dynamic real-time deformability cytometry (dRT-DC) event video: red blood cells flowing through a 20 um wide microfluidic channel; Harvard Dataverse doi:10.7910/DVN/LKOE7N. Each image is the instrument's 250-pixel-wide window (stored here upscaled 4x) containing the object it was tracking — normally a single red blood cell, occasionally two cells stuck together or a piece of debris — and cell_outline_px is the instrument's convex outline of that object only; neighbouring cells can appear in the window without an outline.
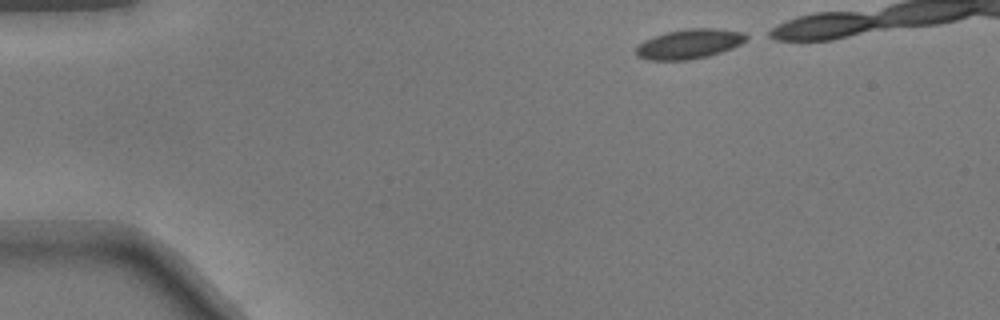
{"species": "common noctule bat (a hibernating species)", "species_latin": "Nyctalus noctula", "temperature_condition": "warm", "stored_images_in_passage": 19, "camera_frame_rate_fps": 3000, "um_per_image_px": 0.085, "animal": {"sex": "male", "body_mass_g": 17.9}, "frame": {"image": 1, "passage_image": 1, "time_ms": 0.0, "image_size_px": [1000, 320], "cell_outline_px": [[752, 36], [740, 44], [732, 48], [708, 56], [688, 60], [648, 60], [636, 56], [636, 48], [644, 40], [668, 32], [688, 28], [716, 28], [744, 32]], "centroid_in_image_um": [58.63, 3.73], "position_along_channel_um": 26.4, "area_um2": 19.07}}
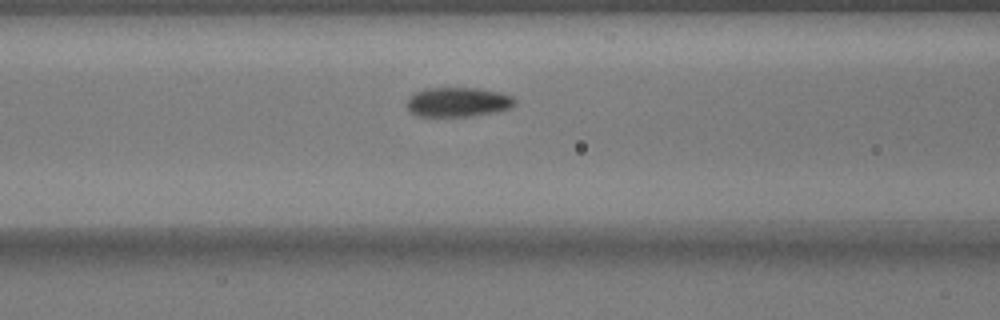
{"frame": {"image": 2, "passage_image": 14, "time_ms": 4.333, "image_size_px": [1000, 320], "cell_outline_px": [[516, 104], [508, 108], [492, 112], [468, 116], [416, 116], [408, 108], [408, 100], [416, 92], [432, 88], [476, 88], [496, 92], [512, 96], [516, 100]], "centroid_in_image_um": [38.93, 8.68], "position_along_channel_um": 127.7, "area_um2": 18.03}}
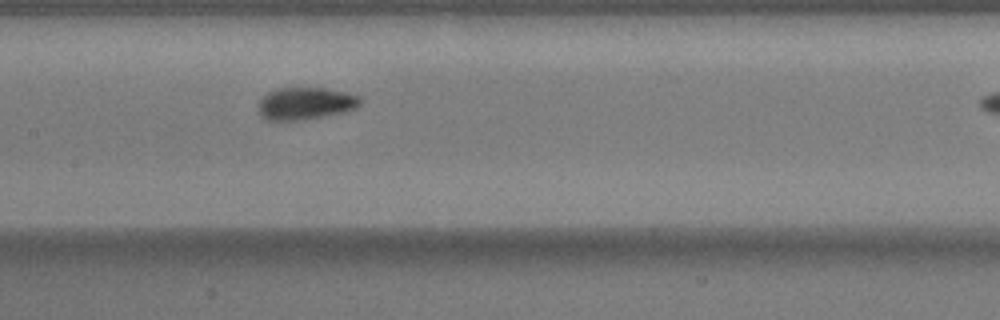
{"frame": {"image": 3, "passage_image": 18, "time_ms": 5.667, "image_size_px": [1000, 320], "cell_outline_px": [[360, 104], [356, 108], [344, 112], [324, 116], [296, 120], [268, 120], [260, 112], [260, 100], [268, 92], [280, 88], [324, 88], [344, 92], [356, 96], [360, 100]], "centroid_in_image_um": [25.98, 8.79], "position_along_channel_um": 181.4, "area_um2": 18.61}}